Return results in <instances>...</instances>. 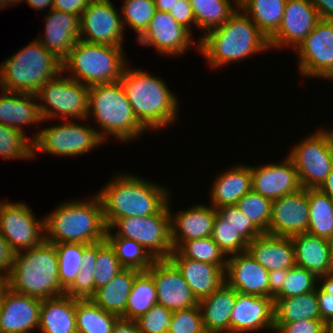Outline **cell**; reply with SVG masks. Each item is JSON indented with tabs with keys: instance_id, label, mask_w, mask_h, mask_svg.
Returning <instances> with one entry per match:
<instances>
[{
	"instance_id": "1",
	"label": "cell",
	"mask_w": 333,
	"mask_h": 333,
	"mask_svg": "<svg viewBox=\"0 0 333 333\" xmlns=\"http://www.w3.org/2000/svg\"><path fill=\"white\" fill-rule=\"evenodd\" d=\"M132 173H117L97 192L107 229L123 217H144L159 213L171 198L167 187Z\"/></svg>"
},
{
	"instance_id": "2",
	"label": "cell",
	"mask_w": 333,
	"mask_h": 333,
	"mask_svg": "<svg viewBox=\"0 0 333 333\" xmlns=\"http://www.w3.org/2000/svg\"><path fill=\"white\" fill-rule=\"evenodd\" d=\"M198 42L199 53L214 70L270 50L268 37L241 8L223 25L198 38Z\"/></svg>"
},
{
	"instance_id": "3",
	"label": "cell",
	"mask_w": 333,
	"mask_h": 333,
	"mask_svg": "<svg viewBox=\"0 0 333 333\" xmlns=\"http://www.w3.org/2000/svg\"><path fill=\"white\" fill-rule=\"evenodd\" d=\"M128 66L120 82L139 123L149 132L165 129L175 123L180 106L177 95L172 93L161 77Z\"/></svg>"
},
{
	"instance_id": "4",
	"label": "cell",
	"mask_w": 333,
	"mask_h": 333,
	"mask_svg": "<svg viewBox=\"0 0 333 333\" xmlns=\"http://www.w3.org/2000/svg\"><path fill=\"white\" fill-rule=\"evenodd\" d=\"M44 216L45 241L91 244L104 240L107 227L99 195L90 199H69Z\"/></svg>"
},
{
	"instance_id": "5",
	"label": "cell",
	"mask_w": 333,
	"mask_h": 333,
	"mask_svg": "<svg viewBox=\"0 0 333 333\" xmlns=\"http://www.w3.org/2000/svg\"><path fill=\"white\" fill-rule=\"evenodd\" d=\"M88 117L98 125L97 131L106 142L114 137L121 142H131L147 131L137 120L120 81L89 86Z\"/></svg>"
},
{
	"instance_id": "6",
	"label": "cell",
	"mask_w": 333,
	"mask_h": 333,
	"mask_svg": "<svg viewBox=\"0 0 333 333\" xmlns=\"http://www.w3.org/2000/svg\"><path fill=\"white\" fill-rule=\"evenodd\" d=\"M58 269L55 245L44 240L15 253L12 271L3 282L15 292L45 300L65 294Z\"/></svg>"
},
{
	"instance_id": "7",
	"label": "cell",
	"mask_w": 333,
	"mask_h": 333,
	"mask_svg": "<svg viewBox=\"0 0 333 333\" xmlns=\"http://www.w3.org/2000/svg\"><path fill=\"white\" fill-rule=\"evenodd\" d=\"M62 72V61L36 38L0 63V89L36 94Z\"/></svg>"
},
{
	"instance_id": "8",
	"label": "cell",
	"mask_w": 333,
	"mask_h": 333,
	"mask_svg": "<svg viewBox=\"0 0 333 333\" xmlns=\"http://www.w3.org/2000/svg\"><path fill=\"white\" fill-rule=\"evenodd\" d=\"M123 50L125 49L119 46L90 44L78 40L62 62V71L87 86L120 81L129 64Z\"/></svg>"
},
{
	"instance_id": "9",
	"label": "cell",
	"mask_w": 333,
	"mask_h": 333,
	"mask_svg": "<svg viewBox=\"0 0 333 333\" xmlns=\"http://www.w3.org/2000/svg\"><path fill=\"white\" fill-rule=\"evenodd\" d=\"M63 74L47 81L36 93L43 123L56 118L84 123L88 121L89 86Z\"/></svg>"
},
{
	"instance_id": "10",
	"label": "cell",
	"mask_w": 333,
	"mask_h": 333,
	"mask_svg": "<svg viewBox=\"0 0 333 333\" xmlns=\"http://www.w3.org/2000/svg\"><path fill=\"white\" fill-rule=\"evenodd\" d=\"M81 124H77L76 120H63L60 124L43 127L44 129L32 134L30 139L33 141V160L40 152L73 157L89 153L105 144L96 127Z\"/></svg>"
},
{
	"instance_id": "11",
	"label": "cell",
	"mask_w": 333,
	"mask_h": 333,
	"mask_svg": "<svg viewBox=\"0 0 333 333\" xmlns=\"http://www.w3.org/2000/svg\"><path fill=\"white\" fill-rule=\"evenodd\" d=\"M106 237L132 239L141 244L155 260L168 259L174 250L168 204L157 214L117 219L107 229Z\"/></svg>"
},
{
	"instance_id": "12",
	"label": "cell",
	"mask_w": 333,
	"mask_h": 333,
	"mask_svg": "<svg viewBox=\"0 0 333 333\" xmlns=\"http://www.w3.org/2000/svg\"><path fill=\"white\" fill-rule=\"evenodd\" d=\"M294 163L302 188L319 189L333 167V136L319 129L293 145L287 155Z\"/></svg>"
},
{
	"instance_id": "13",
	"label": "cell",
	"mask_w": 333,
	"mask_h": 333,
	"mask_svg": "<svg viewBox=\"0 0 333 333\" xmlns=\"http://www.w3.org/2000/svg\"><path fill=\"white\" fill-rule=\"evenodd\" d=\"M25 202L0 200V233L15 253L39 246L45 240L44 217L38 219Z\"/></svg>"
},
{
	"instance_id": "14",
	"label": "cell",
	"mask_w": 333,
	"mask_h": 333,
	"mask_svg": "<svg viewBox=\"0 0 333 333\" xmlns=\"http://www.w3.org/2000/svg\"><path fill=\"white\" fill-rule=\"evenodd\" d=\"M298 72L306 78H333V21L320 20L295 49Z\"/></svg>"
},
{
	"instance_id": "15",
	"label": "cell",
	"mask_w": 333,
	"mask_h": 333,
	"mask_svg": "<svg viewBox=\"0 0 333 333\" xmlns=\"http://www.w3.org/2000/svg\"><path fill=\"white\" fill-rule=\"evenodd\" d=\"M124 31L121 12L111 0H91L81 14V41L124 47Z\"/></svg>"
},
{
	"instance_id": "16",
	"label": "cell",
	"mask_w": 333,
	"mask_h": 333,
	"mask_svg": "<svg viewBox=\"0 0 333 333\" xmlns=\"http://www.w3.org/2000/svg\"><path fill=\"white\" fill-rule=\"evenodd\" d=\"M192 35L169 12L156 10L148 28L138 38V43L141 46H152L160 55L175 58L189 51L191 46L199 51V42Z\"/></svg>"
},
{
	"instance_id": "17",
	"label": "cell",
	"mask_w": 333,
	"mask_h": 333,
	"mask_svg": "<svg viewBox=\"0 0 333 333\" xmlns=\"http://www.w3.org/2000/svg\"><path fill=\"white\" fill-rule=\"evenodd\" d=\"M316 8L309 0H287L279 29L269 38L270 49H295L320 21Z\"/></svg>"
},
{
	"instance_id": "18",
	"label": "cell",
	"mask_w": 333,
	"mask_h": 333,
	"mask_svg": "<svg viewBox=\"0 0 333 333\" xmlns=\"http://www.w3.org/2000/svg\"><path fill=\"white\" fill-rule=\"evenodd\" d=\"M41 301L0 283V333H31L39 326ZM35 329V330H34Z\"/></svg>"
},
{
	"instance_id": "19",
	"label": "cell",
	"mask_w": 333,
	"mask_h": 333,
	"mask_svg": "<svg viewBox=\"0 0 333 333\" xmlns=\"http://www.w3.org/2000/svg\"><path fill=\"white\" fill-rule=\"evenodd\" d=\"M147 272L155 282L158 304L172 312L198 305L189 285L169 259L155 260Z\"/></svg>"
},
{
	"instance_id": "20",
	"label": "cell",
	"mask_w": 333,
	"mask_h": 333,
	"mask_svg": "<svg viewBox=\"0 0 333 333\" xmlns=\"http://www.w3.org/2000/svg\"><path fill=\"white\" fill-rule=\"evenodd\" d=\"M309 223L308 189L272 201L268 234L291 237L306 233Z\"/></svg>"
},
{
	"instance_id": "21",
	"label": "cell",
	"mask_w": 333,
	"mask_h": 333,
	"mask_svg": "<svg viewBox=\"0 0 333 333\" xmlns=\"http://www.w3.org/2000/svg\"><path fill=\"white\" fill-rule=\"evenodd\" d=\"M276 163L250 166L252 190L271 201L296 193L302 188L294 163L288 156L281 163Z\"/></svg>"
},
{
	"instance_id": "22",
	"label": "cell",
	"mask_w": 333,
	"mask_h": 333,
	"mask_svg": "<svg viewBox=\"0 0 333 333\" xmlns=\"http://www.w3.org/2000/svg\"><path fill=\"white\" fill-rule=\"evenodd\" d=\"M274 333V299L237 292L230 316V333Z\"/></svg>"
},
{
	"instance_id": "23",
	"label": "cell",
	"mask_w": 333,
	"mask_h": 333,
	"mask_svg": "<svg viewBox=\"0 0 333 333\" xmlns=\"http://www.w3.org/2000/svg\"><path fill=\"white\" fill-rule=\"evenodd\" d=\"M169 198L171 242L176 250L183 242L210 237L213 232L217 209L212 205L195 204L172 213ZM210 206V207H209Z\"/></svg>"
},
{
	"instance_id": "24",
	"label": "cell",
	"mask_w": 333,
	"mask_h": 333,
	"mask_svg": "<svg viewBox=\"0 0 333 333\" xmlns=\"http://www.w3.org/2000/svg\"><path fill=\"white\" fill-rule=\"evenodd\" d=\"M225 283L242 294L269 297L268 271L248 251L228 256Z\"/></svg>"
},
{
	"instance_id": "25",
	"label": "cell",
	"mask_w": 333,
	"mask_h": 333,
	"mask_svg": "<svg viewBox=\"0 0 333 333\" xmlns=\"http://www.w3.org/2000/svg\"><path fill=\"white\" fill-rule=\"evenodd\" d=\"M48 12L44 36L36 39L63 62L80 38V17L56 9Z\"/></svg>"
},
{
	"instance_id": "26",
	"label": "cell",
	"mask_w": 333,
	"mask_h": 333,
	"mask_svg": "<svg viewBox=\"0 0 333 333\" xmlns=\"http://www.w3.org/2000/svg\"><path fill=\"white\" fill-rule=\"evenodd\" d=\"M168 259L180 271L198 301L211 295L225 282L224 270L218 265L182 257L176 250Z\"/></svg>"
},
{
	"instance_id": "27",
	"label": "cell",
	"mask_w": 333,
	"mask_h": 333,
	"mask_svg": "<svg viewBox=\"0 0 333 333\" xmlns=\"http://www.w3.org/2000/svg\"><path fill=\"white\" fill-rule=\"evenodd\" d=\"M247 251L267 271L288 270L296 265L290 237L263 233L248 244Z\"/></svg>"
},
{
	"instance_id": "28",
	"label": "cell",
	"mask_w": 333,
	"mask_h": 333,
	"mask_svg": "<svg viewBox=\"0 0 333 333\" xmlns=\"http://www.w3.org/2000/svg\"><path fill=\"white\" fill-rule=\"evenodd\" d=\"M227 171L216 175L209 192L210 205L218 209L237 202L252 190L251 167L247 164L233 165Z\"/></svg>"
},
{
	"instance_id": "29",
	"label": "cell",
	"mask_w": 333,
	"mask_h": 333,
	"mask_svg": "<svg viewBox=\"0 0 333 333\" xmlns=\"http://www.w3.org/2000/svg\"><path fill=\"white\" fill-rule=\"evenodd\" d=\"M0 91V124L25 133V125L43 123L36 94Z\"/></svg>"
},
{
	"instance_id": "30",
	"label": "cell",
	"mask_w": 333,
	"mask_h": 333,
	"mask_svg": "<svg viewBox=\"0 0 333 333\" xmlns=\"http://www.w3.org/2000/svg\"><path fill=\"white\" fill-rule=\"evenodd\" d=\"M295 249L296 266L305 268L317 277L333 272L329 241L309 233L290 237Z\"/></svg>"
},
{
	"instance_id": "31",
	"label": "cell",
	"mask_w": 333,
	"mask_h": 333,
	"mask_svg": "<svg viewBox=\"0 0 333 333\" xmlns=\"http://www.w3.org/2000/svg\"><path fill=\"white\" fill-rule=\"evenodd\" d=\"M236 296L237 291L224 282L211 295L199 300L206 333H230V316Z\"/></svg>"
},
{
	"instance_id": "32",
	"label": "cell",
	"mask_w": 333,
	"mask_h": 333,
	"mask_svg": "<svg viewBox=\"0 0 333 333\" xmlns=\"http://www.w3.org/2000/svg\"><path fill=\"white\" fill-rule=\"evenodd\" d=\"M39 333H77L75 298L63 294L41 301Z\"/></svg>"
},
{
	"instance_id": "33",
	"label": "cell",
	"mask_w": 333,
	"mask_h": 333,
	"mask_svg": "<svg viewBox=\"0 0 333 333\" xmlns=\"http://www.w3.org/2000/svg\"><path fill=\"white\" fill-rule=\"evenodd\" d=\"M140 272L136 269L124 268L107 285L97 289L90 299L103 310L121 317L125 313L135 277Z\"/></svg>"
},
{
	"instance_id": "34",
	"label": "cell",
	"mask_w": 333,
	"mask_h": 333,
	"mask_svg": "<svg viewBox=\"0 0 333 333\" xmlns=\"http://www.w3.org/2000/svg\"><path fill=\"white\" fill-rule=\"evenodd\" d=\"M273 299L274 323L321 319L316 290L289 298Z\"/></svg>"
},
{
	"instance_id": "35",
	"label": "cell",
	"mask_w": 333,
	"mask_h": 333,
	"mask_svg": "<svg viewBox=\"0 0 333 333\" xmlns=\"http://www.w3.org/2000/svg\"><path fill=\"white\" fill-rule=\"evenodd\" d=\"M77 333H112L119 316L107 312L90 298H75Z\"/></svg>"
},
{
	"instance_id": "36",
	"label": "cell",
	"mask_w": 333,
	"mask_h": 333,
	"mask_svg": "<svg viewBox=\"0 0 333 333\" xmlns=\"http://www.w3.org/2000/svg\"><path fill=\"white\" fill-rule=\"evenodd\" d=\"M189 1L202 36L223 25L239 8L232 0Z\"/></svg>"
},
{
	"instance_id": "37",
	"label": "cell",
	"mask_w": 333,
	"mask_h": 333,
	"mask_svg": "<svg viewBox=\"0 0 333 333\" xmlns=\"http://www.w3.org/2000/svg\"><path fill=\"white\" fill-rule=\"evenodd\" d=\"M287 0H248L240 8L268 39L279 29Z\"/></svg>"
},
{
	"instance_id": "38",
	"label": "cell",
	"mask_w": 333,
	"mask_h": 333,
	"mask_svg": "<svg viewBox=\"0 0 333 333\" xmlns=\"http://www.w3.org/2000/svg\"><path fill=\"white\" fill-rule=\"evenodd\" d=\"M307 233L329 239L333 234V200L320 189H308Z\"/></svg>"
},
{
	"instance_id": "39",
	"label": "cell",
	"mask_w": 333,
	"mask_h": 333,
	"mask_svg": "<svg viewBox=\"0 0 333 333\" xmlns=\"http://www.w3.org/2000/svg\"><path fill=\"white\" fill-rule=\"evenodd\" d=\"M157 303L153 277L147 271H141L135 277L127 299L125 313L121 317L136 320Z\"/></svg>"
},
{
	"instance_id": "40",
	"label": "cell",
	"mask_w": 333,
	"mask_h": 333,
	"mask_svg": "<svg viewBox=\"0 0 333 333\" xmlns=\"http://www.w3.org/2000/svg\"><path fill=\"white\" fill-rule=\"evenodd\" d=\"M124 268L147 271L155 259L138 242L121 237H105Z\"/></svg>"
},
{
	"instance_id": "41",
	"label": "cell",
	"mask_w": 333,
	"mask_h": 333,
	"mask_svg": "<svg viewBox=\"0 0 333 333\" xmlns=\"http://www.w3.org/2000/svg\"><path fill=\"white\" fill-rule=\"evenodd\" d=\"M176 251L185 258L207 262L226 269L228 256L210 237L183 242Z\"/></svg>"
},
{
	"instance_id": "42",
	"label": "cell",
	"mask_w": 333,
	"mask_h": 333,
	"mask_svg": "<svg viewBox=\"0 0 333 333\" xmlns=\"http://www.w3.org/2000/svg\"><path fill=\"white\" fill-rule=\"evenodd\" d=\"M54 245L58 256L60 286L66 291L81 271L83 243H58Z\"/></svg>"
},
{
	"instance_id": "43",
	"label": "cell",
	"mask_w": 333,
	"mask_h": 333,
	"mask_svg": "<svg viewBox=\"0 0 333 333\" xmlns=\"http://www.w3.org/2000/svg\"><path fill=\"white\" fill-rule=\"evenodd\" d=\"M24 132L0 124V157L5 160H32L33 141Z\"/></svg>"
},
{
	"instance_id": "44",
	"label": "cell",
	"mask_w": 333,
	"mask_h": 333,
	"mask_svg": "<svg viewBox=\"0 0 333 333\" xmlns=\"http://www.w3.org/2000/svg\"><path fill=\"white\" fill-rule=\"evenodd\" d=\"M120 9L124 28L128 25L129 29L134 30L136 40L148 28L157 10L154 0H124Z\"/></svg>"
},
{
	"instance_id": "45",
	"label": "cell",
	"mask_w": 333,
	"mask_h": 333,
	"mask_svg": "<svg viewBox=\"0 0 333 333\" xmlns=\"http://www.w3.org/2000/svg\"><path fill=\"white\" fill-rule=\"evenodd\" d=\"M236 206L263 233H268L272 211L270 199L251 190L237 202Z\"/></svg>"
},
{
	"instance_id": "46",
	"label": "cell",
	"mask_w": 333,
	"mask_h": 333,
	"mask_svg": "<svg viewBox=\"0 0 333 333\" xmlns=\"http://www.w3.org/2000/svg\"><path fill=\"white\" fill-rule=\"evenodd\" d=\"M96 269L94 274L95 291L113 279L124 267L120 264L114 249L106 239L97 242Z\"/></svg>"
},
{
	"instance_id": "47",
	"label": "cell",
	"mask_w": 333,
	"mask_h": 333,
	"mask_svg": "<svg viewBox=\"0 0 333 333\" xmlns=\"http://www.w3.org/2000/svg\"><path fill=\"white\" fill-rule=\"evenodd\" d=\"M211 238L227 256L247 251L249 244L218 213H216L214 220Z\"/></svg>"
},
{
	"instance_id": "48",
	"label": "cell",
	"mask_w": 333,
	"mask_h": 333,
	"mask_svg": "<svg viewBox=\"0 0 333 333\" xmlns=\"http://www.w3.org/2000/svg\"><path fill=\"white\" fill-rule=\"evenodd\" d=\"M318 277L305 268L294 266L288 269L282 290L274 298H289L315 291Z\"/></svg>"
},
{
	"instance_id": "49",
	"label": "cell",
	"mask_w": 333,
	"mask_h": 333,
	"mask_svg": "<svg viewBox=\"0 0 333 333\" xmlns=\"http://www.w3.org/2000/svg\"><path fill=\"white\" fill-rule=\"evenodd\" d=\"M217 213L230 225L237 233L248 243L252 242L258 235L263 232L248 219L236 205H225L217 209Z\"/></svg>"
},
{
	"instance_id": "50",
	"label": "cell",
	"mask_w": 333,
	"mask_h": 333,
	"mask_svg": "<svg viewBox=\"0 0 333 333\" xmlns=\"http://www.w3.org/2000/svg\"><path fill=\"white\" fill-rule=\"evenodd\" d=\"M168 333H206L199 305L173 312Z\"/></svg>"
},
{
	"instance_id": "51",
	"label": "cell",
	"mask_w": 333,
	"mask_h": 333,
	"mask_svg": "<svg viewBox=\"0 0 333 333\" xmlns=\"http://www.w3.org/2000/svg\"><path fill=\"white\" fill-rule=\"evenodd\" d=\"M173 312L160 304H155L135 321L141 333H168Z\"/></svg>"
},
{
	"instance_id": "52",
	"label": "cell",
	"mask_w": 333,
	"mask_h": 333,
	"mask_svg": "<svg viewBox=\"0 0 333 333\" xmlns=\"http://www.w3.org/2000/svg\"><path fill=\"white\" fill-rule=\"evenodd\" d=\"M318 283L316 292L319 312L321 320L325 322L333 316V272L319 276Z\"/></svg>"
},
{
	"instance_id": "53",
	"label": "cell",
	"mask_w": 333,
	"mask_h": 333,
	"mask_svg": "<svg viewBox=\"0 0 333 333\" xmlns=\"http://www.w3.org/2000/svg\"><path fill=\"white\" fill-rule=\"evenodd\" d=\"M94 274L95 269L81 270L65 294L78 299L90 298L95 293Z\"/></svg>"
},
{
	"instance_id": "54",
	"label": "cell",
	"mask_w": 333,
	"mask_h": 333,
	"mask_svg": "<svg viewBox=\"0 0 333 333\" xmlns=\"http://www.w3.org/2000/svg\"><path fill=\"white\" fill-rule=\"evenodd\" d=\"M274 333H325V322L321 319H304L274 323Z\"/></svg>"
},
{
	"instance_id": "55",
	"label": "cell",
	"mask_w": 333,
	"mask_h": 333,
	"mask_svg": "<svg viewBox=\"0 0 333 333\" xmlns=\"http://www.w3.org/2000/svg\"><path fill=\"white\" fill-rule=\"evenodd\" d=\"M169 13L177 23L187 28L193 34L192 25H195L194 27H196V19L189 0H177L173 9Z\"/></svg>"
},
{
	"instance_id": "56",
	"label": "cell",
	"mask_w": 333,
	"mask_h": 333,
	"mask_svg": "<svg viewBox=\"0 0 333 333\" xmlns=\"http://www.w3.org/2000/svg\"><path fill=\"white\" fill-rule=\"evenodd\" d=\"M15 252L0 233V281L3 282L13 268Z\"/></svg>"
},
{
	"instance_id": "57",
	"label": "cell",
	"mask_w": 333,
	"mask_h": 333,
	"mask_svg": "<svg viewBox=\"0 0 333 333\" xmlns=\"http://www.w3.org/2000/svg\"><path fill=\"white\" fill-rule=\"evenodd\" d=\"M91 0H53V9L75 14L81 17L82 12Z\"/></svg>"
},
{
	"instance_id": "58",
	"label": "cell",
	"mask_w": 333,
	"mask_h": 333,
	"mask_svg": "<svg viewBox=\"0 0 333 333\" xmlns=\"http://www.w3.org/2000/svg\"><path fill=\"white\" fill-rule=\"evenodd\" d=\"M287 272L286 269L268 271L269 297L274 298L282 290Z\"/></svg>"
},
{
	"instance_id": "59",
	"label": "cell",
	"mask_w": 333,
	"mask_h": 333,
	"mask_svg": "<svg viewBox=\"0 0 333 333\" xmlns=\"http://www.w3.org/2000/svg\"><path fill=\"white\" fill-rule=\"evenodd\" d=\"M97 242L83 244V256L81 270L96 269Z\"/></svg>"
},
{
	"instance_id": "60",
	"label": "cell",
	"mask_w": 333,
	"mask_h": 333,
	"mask_svg": "<svg viewBox=\"0 0 333 333\" xmlns=\"http://www.w3.org/2000/svg\"><path fill=\"white\" fill-rule=\"evenodd\" d=\"M318 11L321 20L333 21V0H309Z\"/></svg>"
},
{
	"instance_id": "61",
	"label": "cell",
	"mask_w": 333,
	"mask_h": 333,
	"mask_svg": "<svg viewBox=\"0 0 333 333\" xmlns=\"http://www.w3.org/2000/svg\"><path fill=\"white\" fill-rule=\"evenodd\" d=\"M112 333H141L135 320L119 317L114 324Z\"/></svg>"
},
{
	"instance_id": "62",
	"label": "cell",
	"mask_w": 333,
	"mask_h": 333,
	"mask_svg": "<svg viewBox=\"0 0 333 333\" xmlns=\"http://www.w3.org/2000/svg\"><path fill=\"white\" fill-rule=\"evenodd\" d=\"M25 2L37 11L46 10L47 8H50V11L53 9V0H26Z\"/></svg>"
},
{
	"instance_id": "63",
	"label": "cell",
	"mask_w": 333,
	"mask_h": 333,
	"mask_svg": "<svg viewBox=\"0 0 333 333\" xmlns=\"http://www.w3.org/2000/svg\"><path fill=\"white\" fill-rule=\"evenodd\" d=\"M319 189L333 200V167L327 176L326 181L320 186Z\"/></svg>"
},
{
	"instance_id": "64",
	"label": "cell",
	"mask_w": 333,
	"mask_h": 333,
	"mask_svg": "<svg viewBox=\"0 0 333 333\" xmlns=\"http://www.w3.org/2000/svg\"><path fill=\"white\" fill-rule=\"evenodd\" d=\"M154 2L157 10L170 12L176 4L177 0H154Z\"/></svg>"
},
{
	"instance_id": "65",
	"label": "cell",
	"mask_w": 333,
	"mask_h": 333,
	"mask_svg": "<svg viewBox=\"0 0 333 333\" xmlns=\"http://www.w3.org/2000/svg\"><path fill=\"white\" fill-rule=\"evenodd\" d=\"M325 333H333V316L325 321Z\"/></svg>"
},
{
	"instance_id": "66",
	"label": "cell",
	"mask_w": 333,
	"mask_h": 333,
	"mask_svg": "<svg viewBox=\"0 0 333 333\" xmlns=\"http://www.w3.org/2000/svg\"><path fill=\"white\" fill-rule=\"evenodd\" d=\"M26 0H8V7H12L17 4L25 3Z\"/></svg>"
},
{
	"instance_id": "67",
	"label": "cell",
	"mask_w": 333,
	"mask_h": 333,
	"mask_svg": "<svg viewBox=\"0 0 333 333\" xmlns=\"http://www.w3.org/2000/svg\"><path fill=\"white\" fill-rule=\"evenodd\" d=\"M8 8V0H0V10L5 8Z\"/></svg>"
},
{
	"instance_id": "68",
	"label": "cell",
	"mask_w": 333,
	"mask_h": 333,
	"mask_svg": "<svg viewBox=\"0 0 333 333\" xmlns=\"http://www.w3.org/2000/svg\"><path fill=\"white\" fill-rule=\"evenodd\" d=\"M328 241H329V245H330L331 256H332V259H333V234L328 239Z\"/></svg>"
},
{
	"instance_id": "69",
	"label": "cell",
	"mask_w": 333,
	"mask_h": 333,
	"mask_svg": "<svg viewBox=\"0 0 333 333\" xmlns=\"http://www.w3.org/2000/svg\"><path fill=\"white\" fill-rule=\"evenodd\" d=\"M239 8L248 0H232Z\"/></svg>"
}]
</instances>
